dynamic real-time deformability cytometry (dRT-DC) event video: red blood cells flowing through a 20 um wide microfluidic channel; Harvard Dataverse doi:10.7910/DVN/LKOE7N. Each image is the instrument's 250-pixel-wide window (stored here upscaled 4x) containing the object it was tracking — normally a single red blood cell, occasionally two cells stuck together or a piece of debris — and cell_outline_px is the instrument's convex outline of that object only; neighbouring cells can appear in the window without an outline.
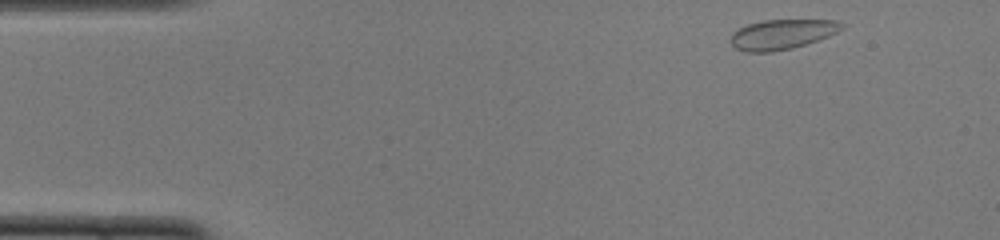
{"species": "common noctule bat (a hibernating species)", "species_latin": "Nyctalus noctula", "temperature_condition": "cold", "stored_images_in_passage": 45, "camera_frame_rate_fps": 3000, "um_per_image_px": 0.085, "animal": {"sex": "female", "body_mass_g": 22.0, "forearm_length_mm": 56.7}, "frame": {"image": 1, "passage_image": 1, "time_ms": 0.0, "image_size_px": [1000, 240], "cell_outline_px": [[844, 28], [828, 36], [792, 48], [772, 52], [748, 52], [736, 48], [728, 40], [732, 32], [748, 24], [764, 20], [840, 20], [844, 24]], "centroid_in_image_um": [66.45, 2.91], "position_along_channel_um": 18.5, "area_um2": 19.31}}
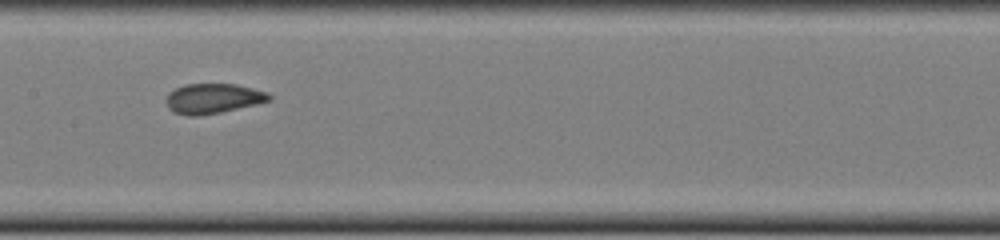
{"frame": {"image": 2, "passage_image": 20, "time_ms": 6.333, "image_size_px": [1000, 240], "cell_outline_px": [[272, 100], [256, 104], [220, 112], [200, 116], [188, 116], [172, 112], [168, 108], [168, 92], [184, 84], [236, 84], [268, 92], [272, 96]], "centroid_in_image_um": [18.12, 8.37], "position_along_channel_um": 189.3, "area_um2": 17.98}}
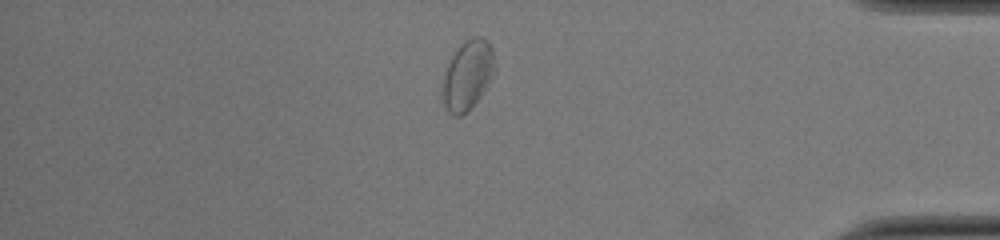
{"frame": {"image": 3, "passage_image": 38, "time_ms": 12.333, "image_size_px": [1000, 240], "cell_outline_px": [[492, 72], [484, 92], [460, 116], [456, 116], [444, 104], [440, 92], [444, 72], [452, 56], [460, 44], [464, 40], [472, 36], [480, 36], [488, 40], [492, 48]], "centroid_in_image_um": [39.69, 6.33], "position_along_channel_um": 395.5, "area_um2": 20.58}, "authors_computed_cell_mechanics": {"area_um2": 18.207, "velocity_mm_per_s": 3.9585, "shape_relaxation_time_tau1_ms": 5.6719, "shape_relaxation_time_tau2_ms": null, "deformation_change_tau1": 0.1075, "deformation_change_tau2": null}}